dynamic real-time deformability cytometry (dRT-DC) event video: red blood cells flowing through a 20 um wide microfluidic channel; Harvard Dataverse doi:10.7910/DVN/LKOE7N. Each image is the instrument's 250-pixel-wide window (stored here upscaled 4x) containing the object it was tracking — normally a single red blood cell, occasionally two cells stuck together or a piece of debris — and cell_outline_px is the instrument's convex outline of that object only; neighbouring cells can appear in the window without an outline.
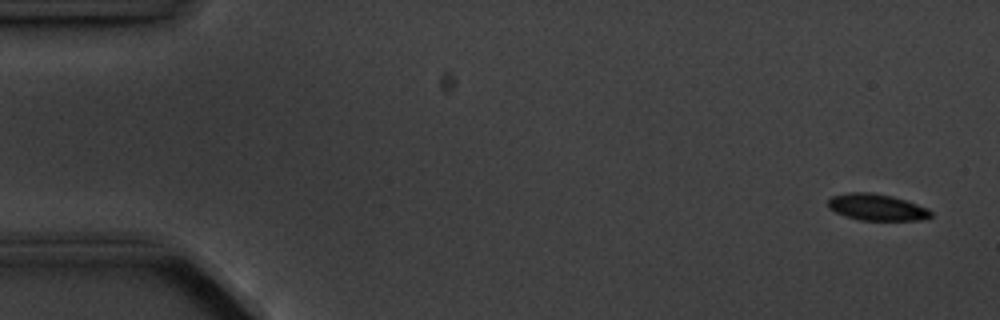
{"species": "common noctule bat (a hibernating species)", "species_latin": "Nyctalus noctula", "temperature_condition": "cold", "stored_images_in_passage": 5, "camera_frame_rate_fps": 3000, "um_per_image_px": 0.085, "animal": {"sex": "male", "body_mass_g": 20.1, "forearm_length_mm": 53.5}, "frame": {"image": 1, "passage_image": 1, "time_ms": 0.0, "image_size_px": [1000, 320], "cell_outline_px": [[932, 216], [920, 220], [860, 220], [844, 216], [828, 208], [828, 200], [832, 196], [848, 192], [872, 192], [892, 196], [928, 208], [932, 212]], "centroid_in_image_um": [74.5, 17.61], "position_along_channel_um": 10.5, "area_um2": 15.9}}